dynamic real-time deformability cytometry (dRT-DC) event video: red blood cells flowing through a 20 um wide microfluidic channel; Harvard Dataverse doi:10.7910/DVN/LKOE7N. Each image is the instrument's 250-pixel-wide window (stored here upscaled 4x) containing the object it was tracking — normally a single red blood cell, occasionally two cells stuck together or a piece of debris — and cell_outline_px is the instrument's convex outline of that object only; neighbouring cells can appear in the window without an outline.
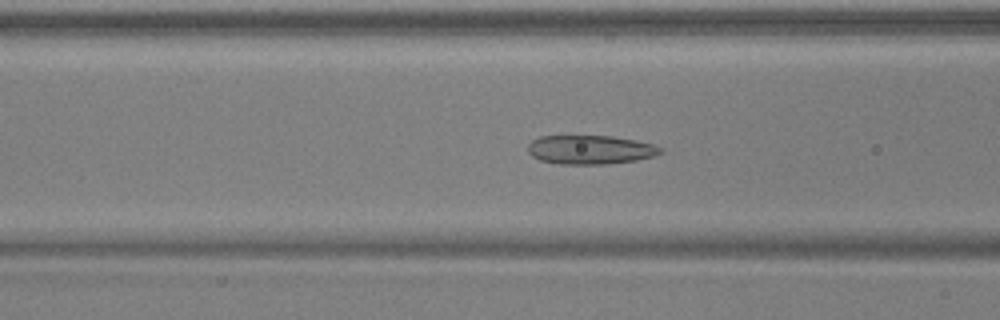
{"species": "common noctule bat (a hibernating species)", "species_latin": "Nyctalus noctula", "temperature_condition": "warm", "stored_images_in_passage": 40, "camera_frame_rate_fps": 3000, "um_per_image_px": 0.085, "animal": {"sex": "male", "body_mass_g": 17.9, "forearm_length_mm": 54.2}, "frame": {"image": 1, "passage_image": 9, "time_ms": 2.667, "image_size_px": [1000, 320], "cell_outline_px": [[664, 152], [652, 156], [636, 160], [608, 164], [560, 164], [540, 160], [532, 156], [528, 152], [528, 144], [532, 140], [540, 136], [612, 136], [636, 140], [652, 144], [664, 148]], "centroid_in_image_um": [50.18, 12.72], "position_along_channel_um": 116.4, "area_um2": 22.43}}
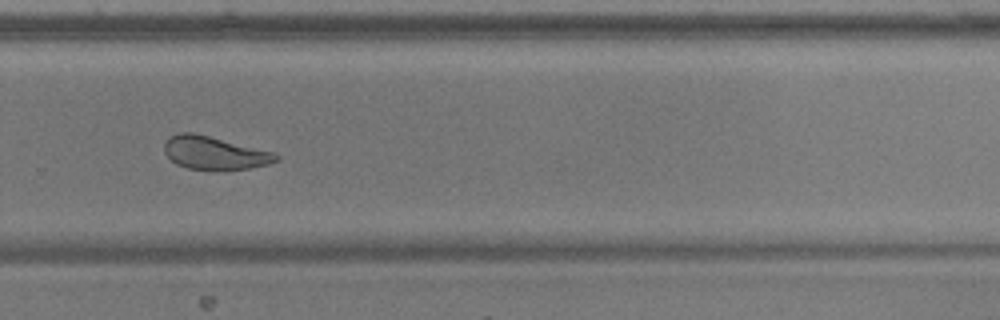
{"frame": {"image": 2, "passage_image": 24, "time_ms": 7.667, "image_size_px": [1000, 320], "cell_outline_px": [[280, 160], [268, 164], [248, 168], [224, 172], [212, 172], [188, 168], [176, 164], [164, 152], [164, 144], [172, 136], [180, 132], [192, 132], [272, 152], [280, 156]], "centroid_in_image_um": [18.23, 13.05], "position_along_channel_um": 311.6, "area_um2": 21.73}}
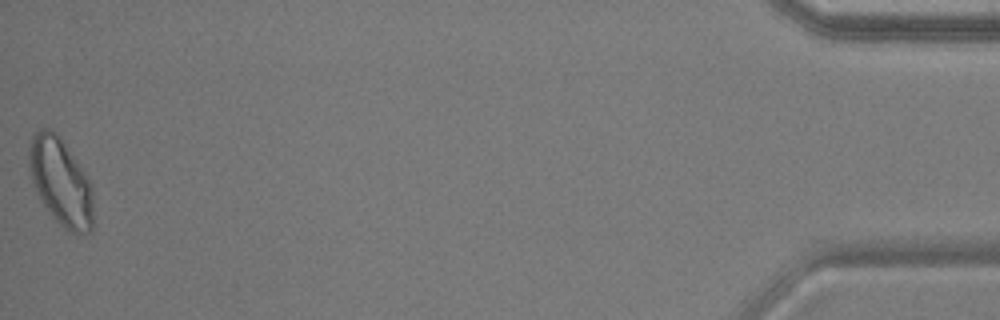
{"frame": {"image": 3, "passage_image": 40, "time_ms": 13.0, "image_size_px": [1000, 320], "cell_outline_px": [[92, 232], [72, 232], [64, 228], [52, 216], [40, 200], [32, 184], [28, 164], [28, 152], [32, 136], [40, 128], [52, 128], [60, 136], [88, 176], [92, 184]], "centroid_in_image_um": [5.14, 15.41], "position_along_channel_um": 430.1, "area_um2": 32.95}, "authors_computed_cell_mechanics": {"area_um2": 22.6576, "velocity_mm_per_s": 3.9083, "shape_relaxation_time_tau1_ms": null, "shape_relaxation_time_tau2_ms": 2.0663, "deformation_change_tau1": null, "deformation_change_tau2": 0.0937}}